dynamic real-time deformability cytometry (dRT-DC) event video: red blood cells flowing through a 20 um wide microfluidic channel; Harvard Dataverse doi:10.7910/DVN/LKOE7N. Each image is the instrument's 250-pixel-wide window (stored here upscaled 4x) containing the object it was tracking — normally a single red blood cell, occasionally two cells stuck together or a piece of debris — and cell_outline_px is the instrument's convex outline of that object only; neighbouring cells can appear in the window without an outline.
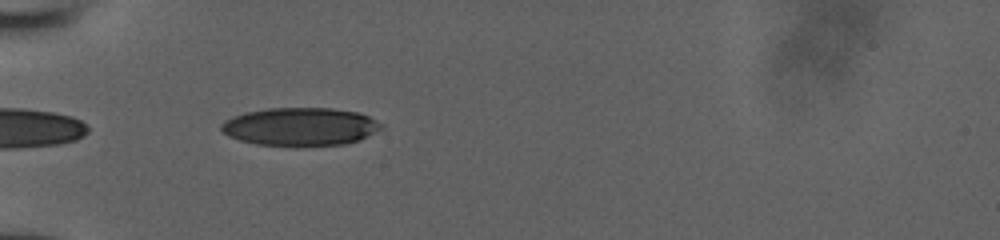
{"species": "human", "species_latin": "Homo sapiens", "temperature_condition": "room temperature", "stored_images_in_passage": 33, "camera_frame_rate_fps": 3000, "um_per_image_px": 0.085, "donor": {"sex": "male"}, "frame": {"image": 1, "passage_image": 1, "time_ms": 0.0, "image_size_px": [1000, 240], "cell_outline_px": [[384, 128], [360, 140], [344, 144], [256, 144], [240, 140], [228, 136], [220, 128], [220, 124], [224, 120], [232, 116], [244, 112], [268, 108], [332, 108], [356, 112], [368, 116], [384, 124]], "centroid_in_image_um": [25.53, 10.73], "position_along_channel_um": 59.5, "area_um2": 35.14}}
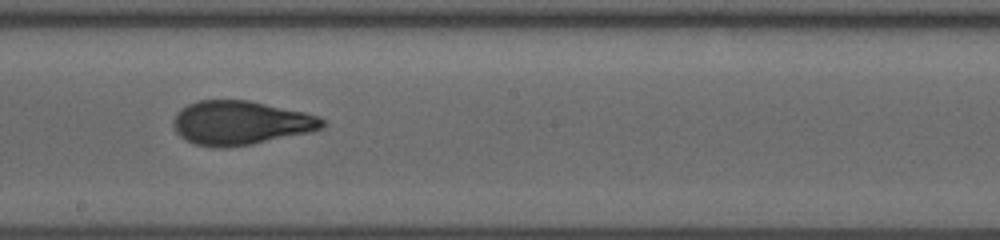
{"frame": {"image": 2, "passage_image": 14, "time_ms": 4.333, "image_size_px": [1000, 240], "cell_outline_px": [[324, 128], [312, 132], [252, 144], [224, 148], [216, 148], [196, 144], [184, 140], [176, 132], [172, 124], [172, 120], [176, 112], [180, 108], [188, 104], [200, 100], [248, 100], [304, 112], [320, 116], [324, 120]], "centroid_in_image_um": [20.43, 10.45], "position_along_channel_um": 227.8, "area_um2": 38.49}}
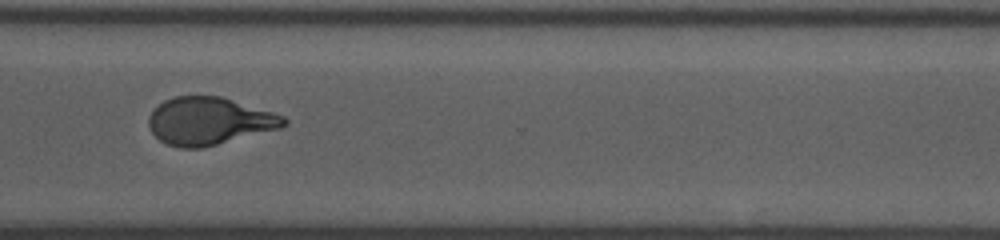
{"frame": {"image": 3, "passage_image": 23, "time_ms": 7.333, "image_size_px": [1000, 240], "cell_outline_px": [[288, 124], [280, 128], [200, 148], [180, 148], [168, 144], [160, 140], [152, 132], [148, 124], [148, 116], [164, 100], [176, 96], [220, 96], [272, 112], [284, 116], [288, 120]], "centroid_in_image_um": [17.77, 10.28], "position_along_channel_um": 352.8, "area_um2": 36.99}}